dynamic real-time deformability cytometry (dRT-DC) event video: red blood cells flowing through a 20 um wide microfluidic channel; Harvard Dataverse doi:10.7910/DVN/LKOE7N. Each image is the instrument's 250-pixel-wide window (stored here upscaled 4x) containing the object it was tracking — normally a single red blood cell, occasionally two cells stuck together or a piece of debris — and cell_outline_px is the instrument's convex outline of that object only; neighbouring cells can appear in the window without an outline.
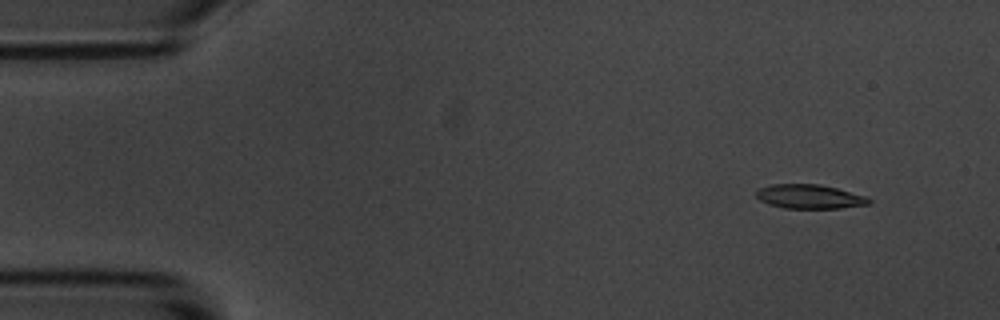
{"species": "common noctule bat (a hibernating species)", "species_latin": "Nyctalus noctula", "temperature_condition": "room temperature", "stored_images_in_passage": 14, "camera_frame_rate_fps": 3000, "um_per_image_px": 0.085, "animal": {"sex": "male", "body_mass_g": 20.1, "forearm_length_mm": 53.5}, "frame": {"image": 1, "passage_image": 1, "time_ms": 0.0, "image_size_px": [1000, 320], "cell_outline_px": [[872, 204], [840, 208], [784, 208], [768, 204], [760, 200], [756, 196], [756, 192], [760, 188], [772, 184], [820, 184], [868, 196], [872, 200]], "centroid_in_image_um": [68.86, 16.71], "position_along_channel_um": 16.1, "area_um2": 15.95}}
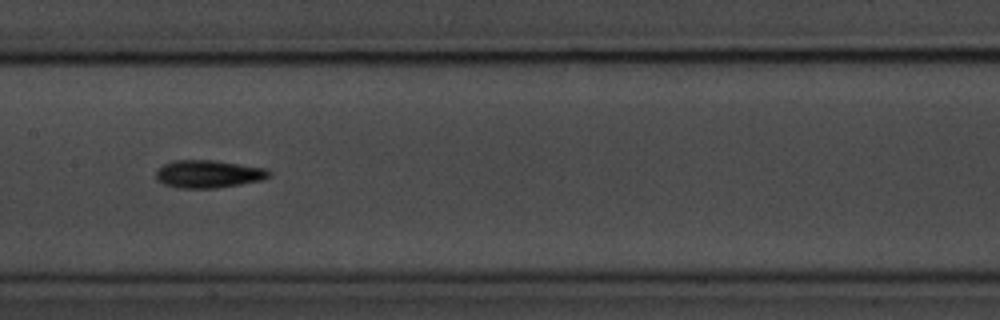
{"frame": {"image": 2, "passage_image": 7, "time_ms": 7.667, "image_size_px": [1000, 320], "cell_outline_px": [[272, 176], [260, 180], [240, 184], [212, 188], [180, 188], [164, 184], [156, 180], [156, 172], [164, 164], [172, 160], [216, 160], [268, 168], [272, 172]], "centroid_in_image_um": [17.75, 14.77], "position_along_channel_um": 189.7, "area_um2": 18.38}}
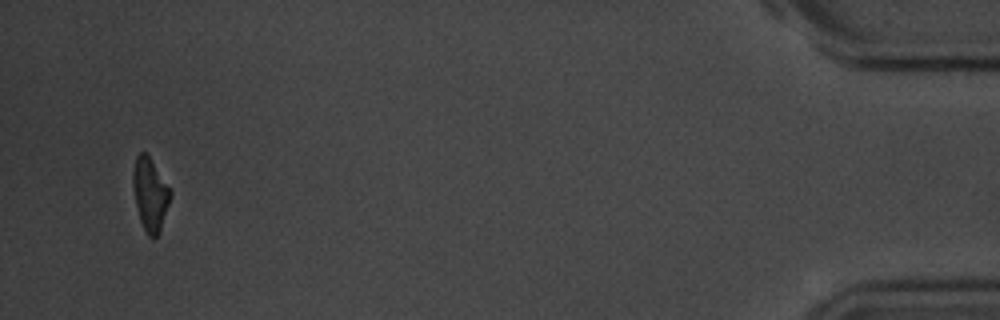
{"frame": {"image": 3, "passage_image": 14, "time_ms": 16.667, "image_size_px": [1000, 320], "cell_outline_px": [[172, 192], [160, 232], [156, 236], [148, 236], [140, 220], [136, 208], [132, 184], [132, 172], [136, 156], [140, 152], [144, 152], [148, 156]], "centroid_in_image_um": [12.73, 16.52], "position_along_channel_um": 422.5, "area_um2": 15.61}, "authors_computed_cell_mechanics": {"area_um2": 16.8776, "velocity_mm_per_s": 3.5065, "shape_relaxation_time_tau1_ms": 3.3801, "shape_relaxation_time_tau2_ms": 7.0992, "deformation_change_tau1": 0.1713, "deformation_change_tau2": 0.1665}}